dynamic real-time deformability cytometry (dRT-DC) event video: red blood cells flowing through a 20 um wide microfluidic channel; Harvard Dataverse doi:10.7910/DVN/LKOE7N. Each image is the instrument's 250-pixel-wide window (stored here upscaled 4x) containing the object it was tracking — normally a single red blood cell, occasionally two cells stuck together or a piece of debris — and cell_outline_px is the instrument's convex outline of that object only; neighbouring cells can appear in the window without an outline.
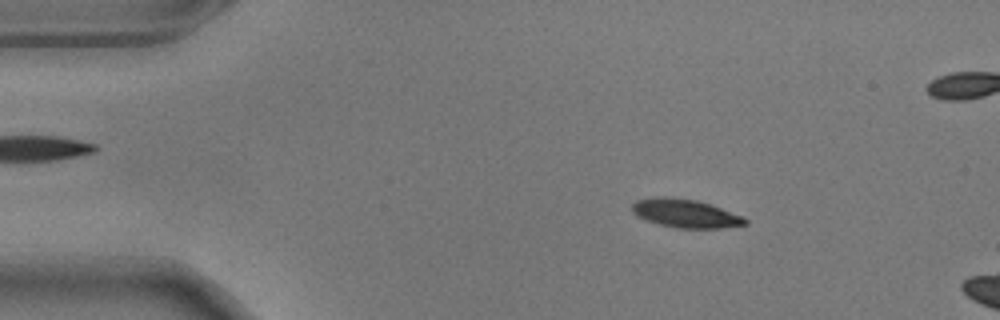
{"species": "common noctule bat (a hibernating species)", "species_latin": "Nyctalus noctula", "temperature_condition": "warm", "stored_images_in_passage": 15, "camera_frame_rate_fps": 3000, "um_per_image_px": 0.085, "animal": {"sex": "male", "body_mass_g": 17.9}, "frame": {"image": 1, "passage_image": 9, "time_ms": 2.667, "image_size_px": [1000, 320], "cell_outline_px": [[748, 224], [720, 228], [676, 228], [644, 220], [636, 216], [632, 212], [632, 204], [636, 200], [664, 196], [696, 200], [744, 216], [748, 220]], "centroid_in_image_um": [58.25, 18.15], "position_along_channel_um": 26.8, "area_um2": 18.67}}